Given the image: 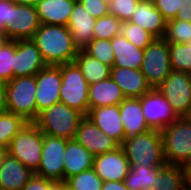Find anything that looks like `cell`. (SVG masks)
I'll use <instances>...</instances> for the list:
<instances>
[{
  "label": "cell",
  "instance_id": "6da1fadb",
  "mask_svg": "<svg viewBox=\"0 0 191 190\" xmlns=\"http://www.w3.org/2000/svg\"><path fill=\"white\" fill-rule=\"evenodd\" d=\"M32 40L47 65L73 63L78 53V47L67 26L40 24Z\"/></svg>",
  "mask_w": 191,
  "mask_h": 190
},
{
  "label": "cell",
  "instance_id": "7a4b0ae2",
  "mask_svg": "<svg viewBox=\"0 0 191 190\" xmlns=\"http://www.w3.org/2000/svg\"><path fill=\"white\" fill-rule=\"evenodd\" d=\"M120 146L130 167L140 164L147 167H163L166 165L160 130L151 129L135 137L127 138Z\"/></svg>",
  "mask_w": 191,
  "mask_h": 190
},
{
  "label": "cell",
  "instance_id": "3957f363",
  "mask_svg": "<svg viewBox=\"0 0 191 190\" xmlns=\"http://www.w3.org/2000/svg\"><path fill=\"white\" fill-rule=\"evenodd\" d=\"M85 115L59 102L41 111L33 122L43 134L73 140Z\"/></svg>",
  "mask_w": 191,
  "mask_h": 190
},
{
  "label": "cell",
  "instance_id": "277c9868",
  "mask_svg": "<svg viewBox=\"0 0 191 190\" xmlns=\"http://www.w3.org/2000/svg\"><path fill=\"white\" fill-rule=\"evenodd\" d=\"M36 90V75L16 77L7 82L6 111L34 122L37 118Z\"/></svg>",
  "mask_w": 191,
  "mask_h": 190
},
{
  "label": "cell",
  "instance_id": "5b68a950",
  "mask_svg": "<svg viewBox=\"0 0 191 190\" xmlns=\"http://www.w3.org/2000/svg\"><path fill=\"white\" fill-rule=\"evenodd\" d=\"M166 164L180 166L191 158V122L178 117L161 130Z\"/></svg>",
  "mask_w": 191,
  "mask_h": 190
},
{
  "label": "cell",
  "instance_id": "8992f818",
  "mask_svg": "<svg viewBox=\"0 0 191 190\" xmlns=\"http://www.w3.org/2000/svg\"><path fill=\"white\" fill-rule=\"evenodd\" d=\"M42 146L43 133L33 122H28L11 140L8 154L35 173L42 158Z\"/></svg>",
  "mask_w": 191,
  "mask_h": 190
},
{
  "label": "cell",
  "instance_id": "52a82bcc",
  "mask_svg": "<svg viewBox=\"0 0 191 190\" xmlns=\"http://www.w3.org/2000/svg\"><path fill=\"white\" fill-rule=\"evenodd\" d=\"M60 70L62 77L60 102L86 116L89 111V84L74 62L61 64Z\"/></svg>",
  "mask_w": 191,
  "mask_h": 190
},
{
  "label": "cell",
  "instance_id": "ba28073f",
  "mask_svg": "<svg viewBox=\"0 0 191 190\" xmlns=\"http://www.w3.org/2000/svg\"><path fill=\"white\" fill-rule=\"evenodd\" d=\"M140 70L152 89L157 88L170 74L169 43L164 38H155L144 49Z\"/></svg>",
  "mask_w": 191,
  "mask_h": 190
},
{
  "label": "cell",
  "instance_id": "9c48e42d",
  "mask_svg": "<svg viewBox=\"0 0 191 190\" xmlns=\"http://www.w3.org/2000/svg\"><path fill=\"white\" fill-rule=\"evenodd\" d=\"M178 117H184L191 106V74L171 71L157 87Z\"/></svg>",
  "mask_w": 191,
  "mask_h": 190
},
{
  "label": "cell",
  "instance_id": "30bf717a",
  "mask_svg": "<svg viewBox=\"0 0 191 190\" xmlns=\"http://www.w3.org/2000/svg\"><path fill=\"white\" fill-rule=\"evenodd\" d=\"M39 26L40 22L35 6L17 4L10 0L9 24L2 32L5 39H32Z\"/></svg>",
  "mask_w": 191,
  "mask_h": 190
},
{
  "label": "cell",
  "instance_id": "8fae6325",
  "mask_svg": "<svg viewBox=\"0 0 191 190\" xmlns=\"http://www.w3.org/2000/svg\"><path fill=\"white\" fill-rule=\"evenodd\" d=\"M67 141L43 134L42 158L34 174L56 182L63 181V159Z\"/></svg>",
  "mask_w": 191,
  "mask_h": 190
},
{
  "label": "cell",
  "instance_id": "7c38bea8",
  "mask_svg": "<svg viewBox=\"0 0 191 190\" xmlns=\"http://www.w3.org/2000/svg\"><path fill=\"white\" fill-rule=\"evenodd\" d=\"M62 84L60 65H47L36 74V106L38 114L60 102Z\"/></svg>",
  "mask_w": 191,
  "mask_h": 190
},
{
  "label": "cell",
  "instance_id": "4fadbf2b",
  "mask_svg": "<svg viewBox=\"0 0 191 190\" xmlns=\"http://www.w3.org/2000/svg\"><path fill=\"white\" fill-rule=\"evenodd\" d=\"M142 112L151 129L162 130L170 125L178 116L174 113L169 102L157 88L151 89L141 97Z\"/></svg>",
  "mask_w": 191,
  "mask_h": 190
},
{
  "label": "cell",
  "instance_id": "5bb4252c",
  "mask_svg": "<svg viewBox=\"0 0 191 190\" xmlns=\"http://www.w3.org/2000/svg\"><path fill=\"white\" fill-rule=\"evenodd\" d=\"M47 64L32 39L16 40L13 79L16 77L36 75Z\"/></svg>",
  "mask_w": 191,
  "mask_h": 190
},
{
  "label": "cell",
  "instance_id": "9a60e30c",
  "mask_svg": "<svg viewBox=\"0 0 191 190\" xmlns=\"http://www.w3.org/2000/svg\"><path fill=\"white\" fill-rule=\"evenodd\" d=\"M93 169L105 181H124L130 164L121 146L117 149L94 156Z\"/></svg>",
  "mask_w": 191,
  "mask_h": 190
},
{
  "label": "cell",
  "instance_id": "2e32d148",
  "mask_svg": "<svg viewBox=\"0 0 191 190\" xmlns=\"http://www.w3.org/2000/svg\"><path fill=\"white\" fill-rule=\"evenodd\" d=\"M74 139L94 156L113 151L120 146L113 138L102 132L86 116L78 125Z\"/></svg>",
  "mask_w": 191,
  "mask_h": 190
},
{
  "label": "cell",
  "instance_id": "e0dca14e",
  "mask_svg": "<svg viewBox=\"0 0 191 190\" xmlns=\"http://www.w3.org/2000/svg\"><path fill=\"white\" fill-rule=\"evenodd\" d=\"M86 117L119 145L124 142L125 131L120 119L119 104L92 108L88 111Z\"/></svg>",
  "mask_w": 191,
  "mask_h": 190
},
{
  "label": "cell",
  "instance_id": "ac0fdd59",
  "mask_svg": "<svg viewBox=\"0 0 191 190\" xmlns=\"http://www.w3.org/2000/svg\"><path fill=\"white\" fill-rule=\"evenodd\" d=\"M110 77L118 84L125 98H141L152 89L140 69L112 67Z\"/></svg>",
  "mask_w": 191,
  "mask_h": 190
},
{
  "label": "cell",
  "instance_id": "d6986e66",
  "mask_svg": "<svg viewBox=\"0 0 191 190\" xmlns=\"http://www.w3.org/2000/svg\"><path fill=\"white\" fill-rule=\"evenodd\" d=\"M95 22L96 18L89 14L82 3H75L67 27L78 49H83L94 39Z\"/></svg>",
  "mask_w": 191,
  "mask_h": 190
},
{
  "label": "cell",
  "instance_id": "ffe728a7",
  "mask_svg": "<svg viewBox=\"0 0 191 190\" xmlns=\"http://www.w3.org/2000/svg\"><path fill=\"white\" fill-rule=\"evenodd\" d=\"M125 139L151 130L142 112L141 98H125L119 104Z\"/></svg>",
  "mask_w": 191,
  "mask_h": 190
},
{
  "label": "cell",
  "instance_id": "44dd1931",
  "mask_svg": "<svg viewBox=\"0 0 191 190\" xmlns=\"http://www.w3.org/2000/svg\"><path fill=\"white\" fill-rule=\"evenodd\" d=\"M129 21L147 30L155 38H163L165 35L167 21L152 0H139Z\"/></svg>",
  "mask_w": 191,
  "mask_h": 190
},
{
  "label": "cell",
  "instance_id": "7402d4cb",
  "mask_svg": "<svg viewBox=\"0 0 191 190\" xmlns=\"http://www.w3.org/2000/svg\"><path fill=\"white\" fill-rule=\"evenodd\" d=\"M63 181L93 168L94 155L75 139L68 140L64 153Z\"/></svg>",
  "mask_w": 191,
  "mask_h": 190
},
{
  "label": "cell",
  "instance_id": "603a6c76",
  "mask_svg": "<svg viewBox=\"0 0 191 190\" xmlns=\"http://www.w3.org/2000/svg\"><path fill=\"white\" fill-rule=\"evenodd\" d=\"M33 175L27 166L8 154L0 165V190H22Z\"/></svg>",
  "mask_w": 191,
  "mask_h": 190
},
{
  "label": "cell",
  "instance_id": "cb8c5ba5",
  "mask_svg": "<svg viewBox=\"0 0 191 190\" xmlns=\"http://www.w3.org/2000/svg\"><path fill=\"white\" fill-rule=\"evenodd\" d=\"M74 5L71 0H39L35 8L40 24L67 26Z\"/></svg>",
  "mask_w": 191,
  "mask_h": 190
},
{
  "label": "cell",
  "instance_id": "d4e9b609",
  "mask_svg": "<svg viewBox=\"0 0 191 190\" xmlns=\"http://www.w3.org/2000/svg\"><path fill=\"white\" fill-rule=\"evenodd\" d=\"M124 99L125 96L122 90L111 77L89 85V110L103 106L117 105L120 104Z\"/></svg>",
  "mask_w": 191,
  "mask_h": 190
},
{
  "label": "cell",
  "instance_id": "484cf974",
  "mask_svg": "<svg viewBox=\"0 0 191 190\" xmlns=\"http://www.w3.org/2000/svg\"><path fill=\"white\" fill-rule=\"evenodd\" d=\"M111 45L114 51L113 67L140 69L144 50L137 48L121 33L111 39Z\"/></svg>",
  "mask_w": 191,
  "mask_h": 190
},
{
  "label": "cell",
  "instance_id": "4316f807",
  "mask_svg": "<svg viewBox=\"0 0 191 190\" xmlns=\"http://www.w3.org/2000/svg\"><path fill=\"white\" fill-rule=\"evenodd\" d=\"M74 63L79 67L89 85L106 80L110 77L111 67L101 63L84 49H78Z\"/></svg>",
  "mask_w": 191,
  "mask_h": 190
},
{
  "label": "cell",
  "instance_id": "83f0119b",
  "mask_svg": "<svg viewBox=\"0 0 191 190\" xmlns=\"http://www.w3.org/2000/svg\"><path fill=\"white\" fill-rule=\"evenodd\" d=\"M158 173L159 167L136 165L130 167L124 182L128 190H149L156 187Z\"/></svg>",
  "mask_w": 191,
  "mask_h": 190
},
{
  "label": "cell",
  "instance_id": "f1b7e54d",
  "mask_svg": "<svg viewBox=\"0 0 191 190\" xmlns=\"http://www.w3.org/2000/svg\"><path fill=\"white\" fill-rule=\"evenodd\" d=\"M156 183V187L149 190H184L186 187L181 167L178 165L166 164L159 167Z\"/></svg>",
  "mask_w": 191,
  "mask_h": 190
},
{
  "label": "cell",
  "instance_id": "f546056e",
  "mask_svg": "<svg viewBox=\"0 0 191 190\" xmlns=\"http://www.w3.org/2000/svg\"><path fill=\"white\" fill-rule=\"evenodd\" d=\"M27 123L22 116L8 111L0 112V147L8 148L11 140Z\"/></svg>",
  "mask_w": 191,
  "mask_h": 190
},
{
  "label": "cell",
  "instance_id": "4dcf8cb0",
  "mask_svg": "<svg viewBox=\"0 0 191 190\" xmlns=\"http://www.w3.org/2000/svg\"><path fill=\"white\" fill-rule=\"evenodd\" d=\"M169 58L172 71L191 74V45L188 43H169Z\"/></svg>",
  "mask_w": 191,
  "mask_h": 190
},
{
  "label": "cell",
  "instance_id": "1f68e13d",
  "mask_svg": "<svg viewBox=\"0 0 191 190\" xmlns=\"http://www.w3.org/2000/svg\"><path fill=\"white\" fill-rule=\"evenodd\" d=\"M16 40L4 39L0 44V80L9 82L13 79Z\"/></svg>",
  "mask_w": 191,
  "mask_h": 190
},
{
  "label": "cell",
  "instance_id": "d6a6232c",
  "mask_svg": "<svg viewBox=\"0 0 191 190\" xmlns=\"http://www.w3.org/2000/svg\"><path fill=\"white\" fill-rule=\"evenodd\" d=\"M122 21L113 14H107L97 18L94 25V39L111 40L121 33Z\"/></svg>",
  "mask_w": 191,
  "mask_h": 190
},
{
  "label": "cell",
  "instance_id": "836d02e7",
  "mask_svg": "<svg viewBox=\"0 0 191 190\" xmlns=\"http://www.w3.org/2000/svg\"><path fill=\"white\" fill-rule=\"evenodd\" d=\"M121 34L137 48L142 50L155 39L150 32L130 21H124L122 23Z\"/></svg>",
  "mask_w": 191,
  "mask_h": 190
},
{
  "label": "cell",
  "instance_id": "e575fe53",
  "mask_svg": "<svg viewBox=\"0 0 191 190\" xmlns=\"http://www.w3.org/2000/svg\"><path fill=\"white\" fill-rule=\"evenodd\" d=\"M83 49L101 63L111 68L113 67L114 51L112 49L111 40L93 39Z\"/></svg>",
  "mask_w": 191,
  "mask_h": 190
},
{
  "label": "cell",
  "instance_id": "d590c367",
  "mask_svg": "<svg viewBox=\"0 0 191 190\" xmlns=\"http://www.w3.org/2000/svg\"><path fill=\"white\" fill-rule=\"evenodd\" d=\"M168 43H189L191 40V22L169 20L163 37Z\"/></svg>",
  "mask_w": 191,
  "mask_h": 190
},
{
  "label": "cell",
  "instance_id": "8d00e7d4",
  "mask_svg": "<svg viewBox=\"0 0 191 190\" xmlns=\"http://www.w3.org/2000/svg\"><path fill=\"white\" fill-rule=\"evenodd\" d=\"M66 182L73 190H101L103 184L93 168L70 177Z\"/></svg>",
  "mask_w": 191,
  "mask_h": 190
},
{
  "label": "cell",
  "instance_id": "74e56055",
  "mask_svg": "<svg viewBox=\"0 0 191 190\" xmlns=\"http://www.w3.org/2000/svg\"><path fill=\"white\" fill-rule=\"evenodd\" d=\"M139 0H112L108 6L109 14H113L120 21H129Z\"/></svg>",
  "mask_w": 191,
  "mask_h": 190
},
{
  "label": "cell",
  "instance_id": "f35d334b",
  "mask_svg": "<svg viewBox=\"0 0 191 190\" xmlns=\"http://www.w3.org/2000/svg\"><path fill=\"white\" fill-rule=\"evenodd\" d=\"M166 21L175 19L181 0H152Z\"/></svg>",
  "mask_w": 191,
  "mask_h": 190
},
{
  "label": "cell",
  "instance_id": "ab89813d",
  "mask_svg": "<svg viewBox=\"0 0 191 190\" xmlns=\"http://www.w3.org/2000/svg\"><path fill=\"white\" fill-rule=\"evenodd\" d=\"M22 190H59V182L34 174Z\"/></svg>",
  "mask_w": 191,
  "mask_h": 190
},
{
  "label": "cell",
  "instance_id": "60d3db41",
  "mask_svg": "<svg viewBox=\"0 0 191 190\" xmlns=\"http://www.w3.org/2000/svg\"><path fill=\"white\" fill-rule=\"evenodd\" d=\"M80 3L96 19L109 14V5L102 0H82Z\"/></svg>",
  "mask_w": 191,
  "mask_h": 190
},
{
  "label": "cell",
  "instance_id": "b9f144b4",
  "mask_svg": "<svg viewBox=\"0 0 191 190\" xmlns=\"http://www.w3.org/2000/svg\"><path fill=\"white\" fill-rule=\"evenodd\" d=\"M191 22V0H181L175 19Z\"/></svg>",
  "mask_w": 191,
  "mask_h": 190
},
{
  "label": "cell",
  "instance_id": "7bdbcfd3",
  "mask_svg": "<svg viewBox=\"0 0 191 190\" xmlns=\"http://www.w3.org/2000/svg\"><path fill=\"white\" fill-rule=\"evenodd\" d=\"M10 0H0V33L9 24Z\"/></svg>",
  "mask_w": 191,
  "mask_h": 190
},
{
  "label": "cell",
  "instance_id": "ee69618b",
  "mask_svg": "<svg viewBox=\"0 0 191 190\" xmlns=\"http://www.w3.org/2000/svg\"><path fill=\"white\" fill-rule=\"evenodd\" d=\"M181 171L186 187H191V158L184 161L181 165Z\"/></svg>",
  "mask_w": 191,
  "mask_h": 190
},
{
  "label": "cell",
  "instance_id": "f6af8a7d",
  "mask_svg": "<svg viewBox=\"0 0 191 190\" xmlns=\"http://www.w3.org/2000/svg\"><path fill=\"white\" fill-rule=\"evenodd\" d=\"M101 190H128L124 181H105Z\"/></svg>",
  "mask_w": 191,
  "mask_h": 190
},
{
  "label": "cell",
  "instance_id": "bcb514c9",
  "mask_svg": "<svg viewBox=\"0 0 191 190\" xmlns=\"http://www.w3.org/2000/svg\"><path fill=\"white\" fill-rule=\"evenodd\" d=\"M7 82L0 80V112L6 111Z\"/></svg>",
  "mask_w": 191,
  "mask_h": 190
},
{
  "label": "cell",
  "instance_id": "7dc6e473",
  "mask_svg": "<svg viewBox=\"0 0 191 190\" xmlns=\"http://www.w3.org/2000/svg\"><path fill=\"white\" fill-rule=\"evenodd\" d=\"M7 155H8V148L0 147V165L4 162Z\"/></svg>",
  "mask_w": 191,
  "mask_h": 190
},
{
  "label": "cell",
  "instance_id": "c3c4849f",
  "mask_svg": "<svg viewBox=\"0 0 191 190\" xmlns=\"http://www.w3.org/2000/svg\"><path fill=\"white\" fill-rule=\"evenodd\" d=\"M17 4H26L35 6L39 0H13Z\"/></svg>",
  "mask_w": 191,
  "mask_h": 190
},
{
  "label": "cell",
  "instance_id": "681fc988",
  "mask_svg": "<svg viewBox=\"0 0 191 190\" xmlns=\"http://www.w3.org/2000/svg\"><path fill=\"white\" fill-rule=\"evenodd\" d=\"M59 190H73L67 182H59Z\"/></svg>",
  "mask_w": 191,
  "mask_h": 190
},
{
  "label": "cell",
  "instance_id": "f907efd6",
  "mask_svg": "<svg viewBox=\"0 0 191 190\" xmlns=\"http://www.w3.org/2000/svg\"><path fill=\"white\" fill-rule=\"evenodd\" d=\"M184 117H185L188 121L191 122V106H190V108H189L188 113H187Z\"/></svg>",
  "mask_w": 191,
  "mask_h": 190
},
{
  "label": "cell",
  "instance_id": "816d5d0a",
  "mask_svg": "<svg viewBox=\"0 0 191 190\" xmlns=\"http://www.w3.org/2000/svg\"><path fill=\"white\" fill-rule=\"evenodd\" d=\"M104 3H106L107 5H110L112 0H102Z\"/></svg>",
  "mask_w": 191,
  "mask_h": 190
},
{
  "label": "cell",
  "instance_id": "f5cc1de1",
  "mask_svg": "<svg viewBox=\"0 0 191 190\" xmlns=\"http://www.w3.org/2000/svg\"><path fill=\"white\" fill-rule=\"evenodd\" d=\"M5 38L3 37V34L0 33V44L2 43V41L4 40Z\"/></svg>",
  "mask_w": 191,
  "mask_h": 190
},
{
  "label": "cell",
  "instance_id": "db71d44e",
  "mask_svg": "<svg viewBox=\"0 0 191 190\" xmlns=\"http://www.w3.org/2000/svg\"><path fill=\"white\" fill-rule=\"evenodd\" d=\"M74 3H80L82 0H71Z\"/></svg>",
  "mask_w": 191,
  "mask_h": 190
},
{
  "label": "cell",
  "instance_id": "11a10c76",
  "mask_svg": "<svg viewBox=\"0 0 191 190\" xmlns=\"http://www.w3.org/2000/svg\"><path fill=\"white\" fill-rule=\"evenodd\" d=\"M184 190H191V187H185Z\"/></svg>",
  "mask_w": 191,
  "mask_h": 190
}]
</instances>
